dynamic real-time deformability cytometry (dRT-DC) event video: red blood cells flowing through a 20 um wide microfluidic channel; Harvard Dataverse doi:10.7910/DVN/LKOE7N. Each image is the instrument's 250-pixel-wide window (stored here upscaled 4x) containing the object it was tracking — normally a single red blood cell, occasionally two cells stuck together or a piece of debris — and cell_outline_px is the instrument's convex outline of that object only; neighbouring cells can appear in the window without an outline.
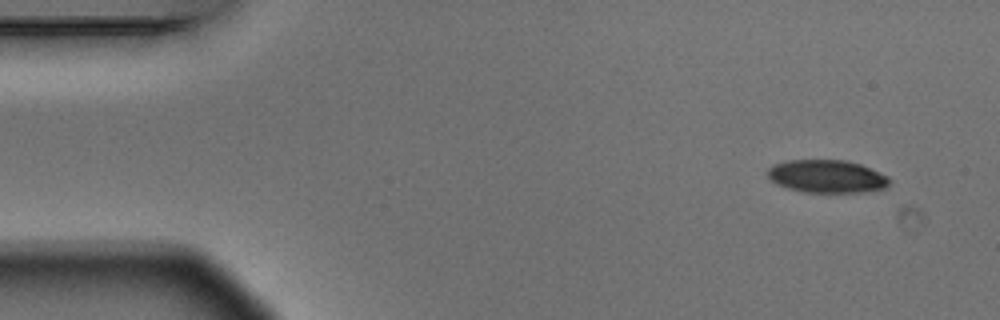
{"species": "Egyptian fruit bat (a non-hibernating species)", "species_latin": "Rousettus aegyptiacus", "temperature_condition": "warm", "stored_images_in_passage": 8, "camera_frame_rate_fps": 3000, "um_per_image_px": 0.085, "animal": {"sex": "male"}, "frame": {"image": 1, "passage_image": 1, "time_ms": 0.0, "image_size_px": [1000, 320], "cell_outline_px": [[892, 180], [888, 188], [864, 192], [804, 192], [788, 188], [776, 184], [768, 176], [768, 168], [772, 164], [788, 160], [848, 160], [860, 164], [888, 176]], "centroid_in_image_um": [70.32, 14.99], "position_along_channel_um": 14.7, "area_um2": 23.52}}
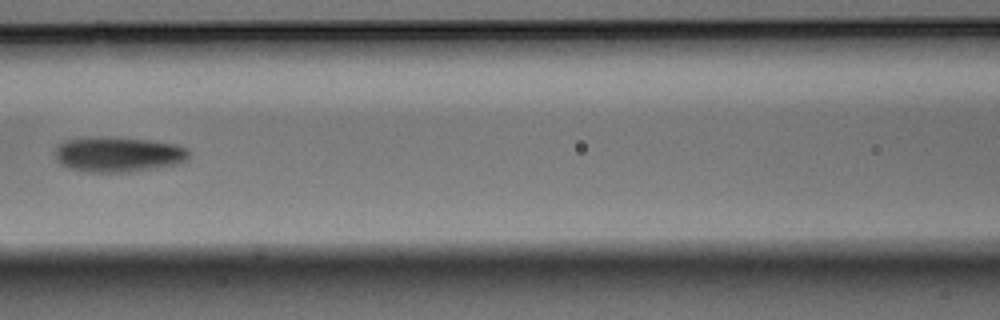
{"frame": {"image": 2, "passage_image": 5, "time_ms": 1.333, "image_size_px": [1000, 320], "cell_outline_px": [[188, 156], [184, 160], [176, 164], [128, 172], [84, 172], [68, 168], [60, 164], [56, 160], [56, 148], [64, 140], [148, 140], [176, 144], [188, 148]], "centroid_in_image_um": [10.05, 13.18], "position_along_channel_um": 156.5, "area_um2": 26.13}}
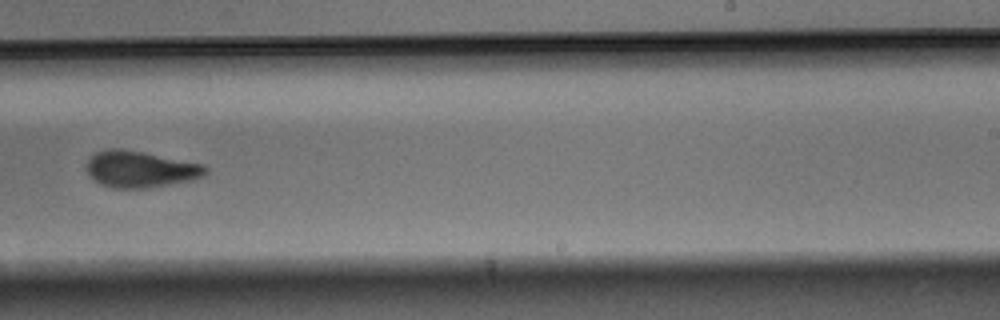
{"frame": {"image": 3, "passage_image": 8, "time_ms": 2.333, "image_size_px": [1000, 320], "cell_outline_px": [[208, 172], [204, 176], [192, 180], [144, 188], [112, 188], [100, 184], [88, 176], [88, 160], [96, 152], [112, 148], [120, 148], [204, 164], [208, 168]], "centroid_in_image_um": [11.94, 14.39], "position_along_channel_um": 277.1, "area_um2": 25.09}}